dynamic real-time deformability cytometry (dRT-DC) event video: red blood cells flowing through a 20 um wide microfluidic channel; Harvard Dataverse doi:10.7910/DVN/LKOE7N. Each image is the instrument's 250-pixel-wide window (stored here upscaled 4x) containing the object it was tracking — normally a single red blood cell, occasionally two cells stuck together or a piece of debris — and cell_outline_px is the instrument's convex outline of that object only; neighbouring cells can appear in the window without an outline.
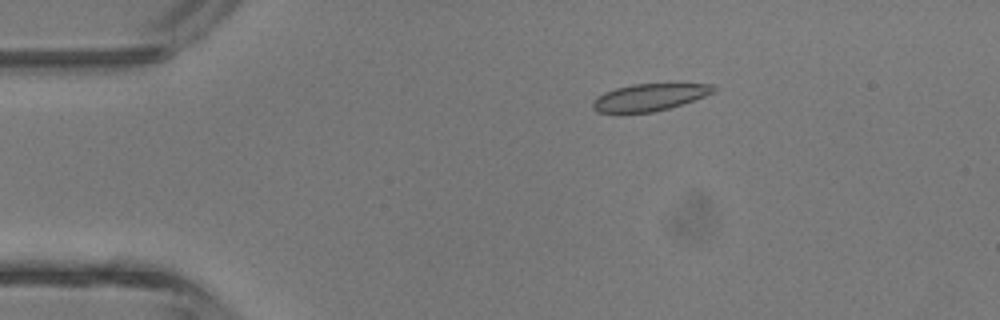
{"species": "common noctule bat (a hibernating species)", "species_latin": "Nyctalus noctula", "temperature_condition": "room temperature", "stored_images_in_passage": 3, "camera_frame_rate_fps": 3000, "um_per_image_px": 0.085, "animal": {"sex": "male", "body_mass_g": 13.3}, "frame": {"image": 1, "passage_image": 2, "time_ms": 1.333, "image_size_px": [1000, 320], "cell_outline_px": [[716, 88], [712, 92], [704, 96], [668, 108], [652, 112], [596, 112], [592, 108], [592, 100], [596, 96], [604, 92], [616, 88], [632, 84], [676, 80], [712, 84]], "centroid_in_image_um": [55.25, 8.19], "position_along_channel_um": 29.8, "area_um2": 19.88}}